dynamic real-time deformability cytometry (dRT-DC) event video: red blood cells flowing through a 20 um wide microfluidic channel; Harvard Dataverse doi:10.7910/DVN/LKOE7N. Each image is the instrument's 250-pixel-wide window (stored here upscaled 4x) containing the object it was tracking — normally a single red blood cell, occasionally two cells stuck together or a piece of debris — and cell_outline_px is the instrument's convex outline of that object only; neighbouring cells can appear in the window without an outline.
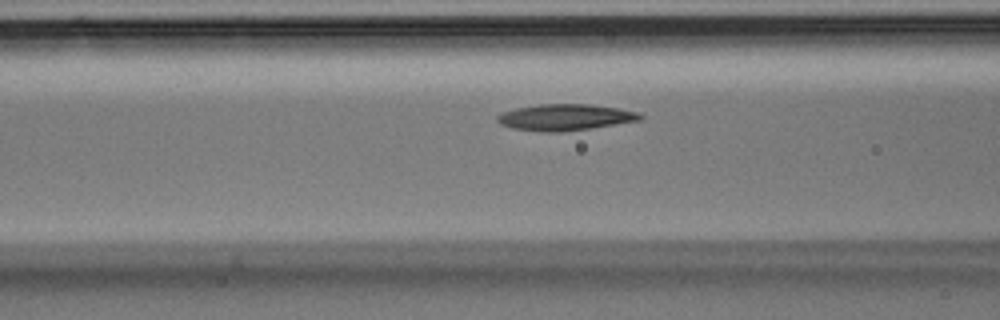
{"species": "Egyptian fruit bat (a non-hibernating species)", "species_latin": "Rousettus aegyptiacus", "temperature_condition": "room temperature", "stored_images_in_passage": 28, "camera_frame_rate_fps": 3000, "um_per_image_px": 0.085, "animal": {"sex": "male"}, "frame": {"image": 1, "passage_image": 7, "time_ms": 2.0, "image_size_px": [1000, 320], "cell_outline_px": [[644, 120], [592, 128], [560, 132], [544, 132], [512, 128], [500, 124], [496, 120], [496, 116], [504, 112], [516, 108], [540, 104], [588, 104], [620, 108], [640, 112], [644, 116]], "centroid_in_image_um": [48.1, 9.97], "position_along_channel_um": 118.5, "area_um2": 22.14}}
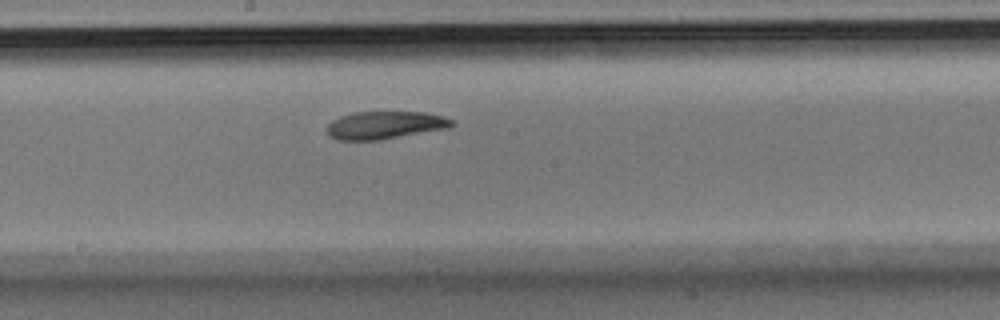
{"frame": {"image": 2, "passage_image": 14, "time_ms": 4.333, "image_size_px": [1000, 320], "cell_outline_px": [[456, 124], [452, 128], [380, 140], [340, 140], [328, 136], [324, 128], [332, 120], [340, 116], [356, 112], [424, 112], [444, 116], [452, 120]], "centroid_in_image_um": [32.74, 10.64], "position_along_channel_um": 215.5, "area_um2": 20.58}}
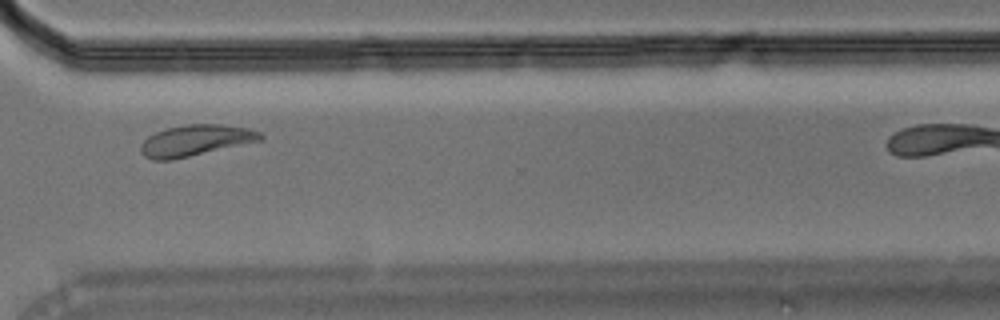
{"frame": {"image": 3, "passage_image": 24, "time_ms": 7.667, "image_size_px": [1000, 320], "cell_outline_px": [[264, 140], [172, 160], [152, 160], [144, 156], [140, 152], [140, 144], [148, 136], [156, 132], [168, 128], [188, 124], [220, 124], [248, 128], [260, 132], [264, 136]], "centroid_in_image_um": [16.63, 11.94], "position_along_channel_um": 354.0, "area_um2": 21.79}}